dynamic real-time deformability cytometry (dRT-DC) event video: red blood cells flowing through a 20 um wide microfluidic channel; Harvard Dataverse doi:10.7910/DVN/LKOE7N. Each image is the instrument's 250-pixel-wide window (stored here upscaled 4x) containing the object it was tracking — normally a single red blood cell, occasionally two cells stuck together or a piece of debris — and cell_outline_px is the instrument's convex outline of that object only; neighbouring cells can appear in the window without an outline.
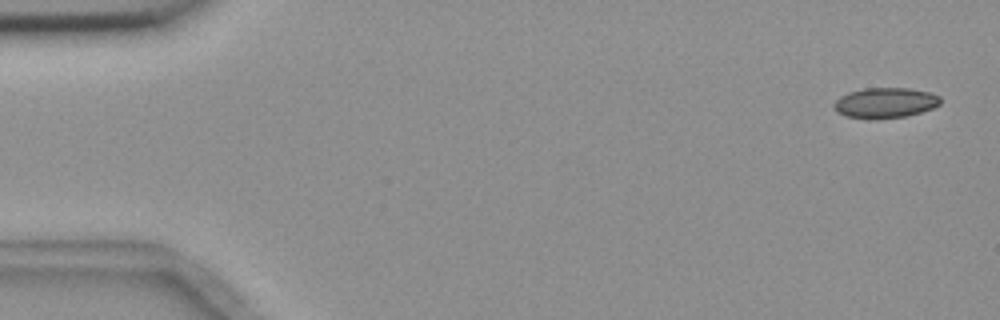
{"species": "common noctule bat (a hibernating species)", "species_latin": "Nyctalus noctula", "temperature_condition": "room temperature", "stored_images_in_passage": 5, "camera_frame_rate_fps": 3000, "um_per_image_px": 0.085, "animal": {"sex": "female", "body_mass_g": 18.4}, "frame": {"image": 1, "passage_image": 1, "time_ms": 0.0, "image_size_px": [1000, 320], "cell_outline_px": [[940, 104], [932, 108], [908, 116], [876, 120], [868, 120], [844, 116], [836, 112], [832, 108], [832, 104], [840, 96], [848, 92], [864, 88], [908, 88], [928, 92], [940, 96]], "centroid_in_image_um": [75.17, 8.76], "position_along_channel_um": 9.8, "area_um2": 19.25}}
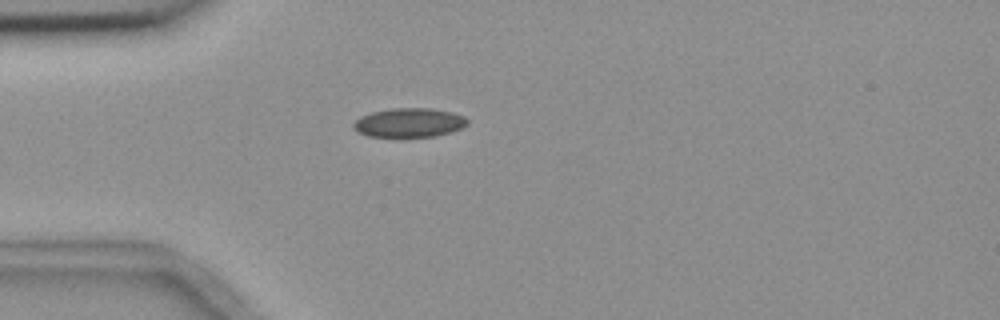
{"frame": {"image": 2, "passage_image": 5, "time_ms": 4.333, "image_size_px": [1000, 320], "cell_outline_px": [[468, 124], [464, 128], [452, 132], [436, 136], [400, 140], [368, 136], [356, 132], [352, 128], [352, 124], [360, 116], [372, 112], [392, 108], [428, 108], [452, 112], [464, 116], [468, 120]], "centroid_in_image_um": [34.75, 10.48], "position_along_channel_um": 50.2, "area_um2": 20.4}}